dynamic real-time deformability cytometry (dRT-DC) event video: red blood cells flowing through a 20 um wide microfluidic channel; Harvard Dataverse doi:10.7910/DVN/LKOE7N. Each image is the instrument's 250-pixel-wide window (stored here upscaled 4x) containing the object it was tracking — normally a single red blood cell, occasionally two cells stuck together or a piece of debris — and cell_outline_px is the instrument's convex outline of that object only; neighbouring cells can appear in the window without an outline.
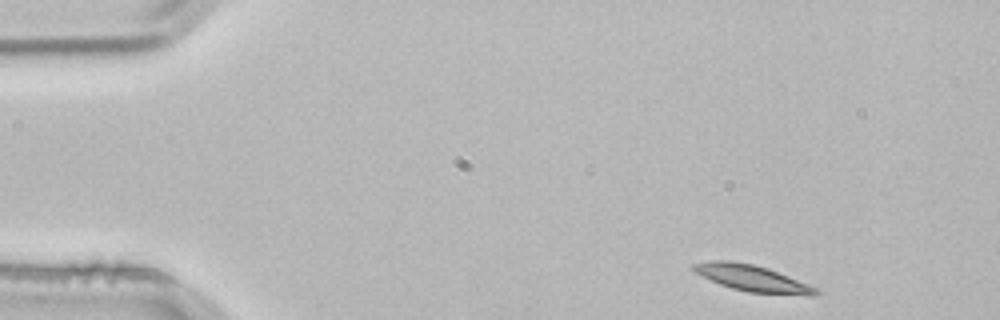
{"species": "common noctule bat (a hibernating species)", "species_latin": "Nyctalus noctula", "temperature_condition": "room temperature", "stored_images_in_passage": 3, "camera_frame_rate_fps": 3000, "um_per_image_px": 0.085, "animal": {"sex": "male", "body_mass_g": 21.5, "forearm_length_mm": 52.0}, "frame": {"image": 1, "passage_image": 1, "time_ms": 0.0, "image_size_px": [1000, 320], "cell_outline_px": [[820, 292], [812, 296], [808, 296], [748, 292], [732, 288], [720, 284], [696, 272], [692, 268], [692, 264], [712, 260], [728, 260], [752, 264], [768, 268], [808, 284], [816, 288]], "centroid_in_image_um": [63.97, 23.65], "position_along_channel_um": 21.0, "area_um2": 18.55}}
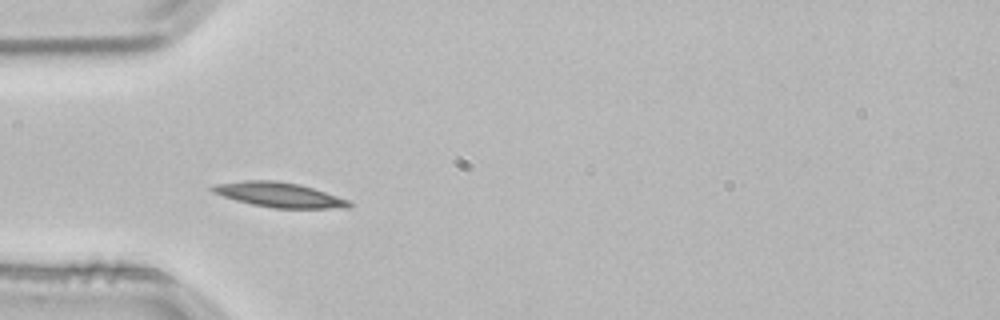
{"frame": {"image": 2, "passage_image": 3, "time_ms": 0.667, "image_size_px": [1000, 320], "cell_outline_px": [[356, 204], [352, 208], [272, 208], [252, 204], [236, 200], [212, 192], [208, 188], [216, 184], [244, 180], [276, 180], [300, 184], [348, 200]], "centroid_in_image_um": [23.75, 16.56], "position_along_channel_um": 61.3, "area_um2": 19.77}}